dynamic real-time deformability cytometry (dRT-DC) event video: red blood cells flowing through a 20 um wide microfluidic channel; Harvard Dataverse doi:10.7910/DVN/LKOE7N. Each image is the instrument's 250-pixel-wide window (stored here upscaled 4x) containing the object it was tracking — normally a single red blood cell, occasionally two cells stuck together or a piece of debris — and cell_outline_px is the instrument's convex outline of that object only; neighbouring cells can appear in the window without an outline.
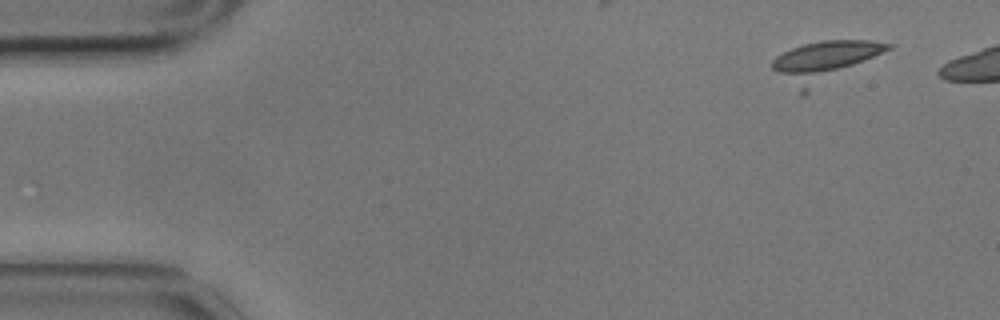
{"species": "common noctule bat (a hibernating species)", "species_latin": "Nyctalus noctula", "temperature_condition": "cold", "stored_images_in_passage": 14, "camera_frame_rate_fps": 3000, "um_per_image_px": 0.085, "animal": {"sex": "male", "body_mass_g": 17.9}, "frame": {"image": 1, "passage_image": 2, "time_ms": 0.333, "image_size_px": [1000, 320], "cell_outline_px": [[896, 44], [892, 48], [804, 96], [800, 96], [772, 68], [772, 60], [776, 56], [792, 48], [804, 44], [820, 40], [872, 40]], "centroid_in_image_um": [70.07, 5.25], "position_along_channel_um": 14.9, "area_um2": 27.63}}
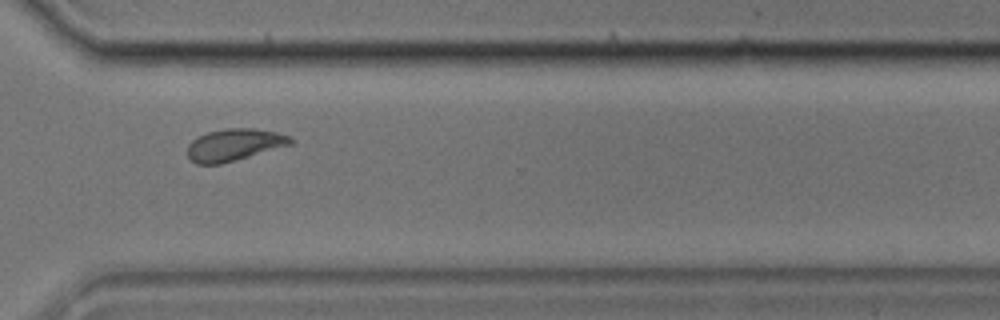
{"frame": {"image": 2, "passage_image": 12, "time_ms": 3.667, "image_size_px": [1000, 320], "cell_outline_px": [[292, 144], [220, 164], [196, 164], [188, 156], [188, 144], [196, 136], [208, 132], [228, 128], [256, 128], [276, 132], [292, 136]], "centroid_in_image_um": [19.9, 12.29], "position_along_channel_um": 350.7, "area_um2": 19.13}}